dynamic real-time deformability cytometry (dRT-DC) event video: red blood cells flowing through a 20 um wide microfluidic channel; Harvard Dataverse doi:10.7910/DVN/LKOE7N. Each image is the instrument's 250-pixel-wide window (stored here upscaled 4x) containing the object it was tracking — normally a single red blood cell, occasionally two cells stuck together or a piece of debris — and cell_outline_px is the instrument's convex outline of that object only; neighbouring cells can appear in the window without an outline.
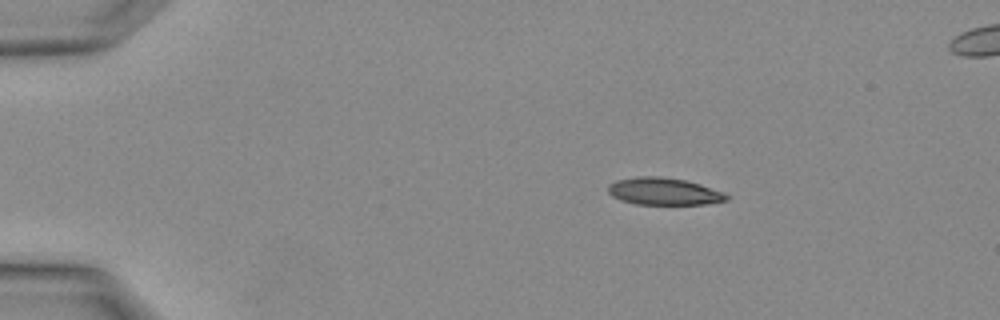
{"species": "Egyptian fruit bat (a non-hibernating species)", "species_latin": "Rousettus aegyptiacus", "temperature_condition": "warm", "stored_images_in_passage": 3, "camera_frame_rate_fps": 3000, "um_per_image_px": 0.085, "animal": {"sex": "female"}, "frame": {"image": 1, "passage_image": 1, "time_ms": 0.0, "image_size_px": [1000, 320], "cell_outline_px": [[728, 200], [704, 204], [636, 204], [620, 200], [612, 196], [608, 192], [608, 184], [616, 180], [640, 176], [656, 176], [684, 180], [700, 184], [724, 192], [728, 196]], "centroid_in_image_um": [56.4, 16.27], "position_along_channel_um": 28.6, "area_um2": 18.67}}